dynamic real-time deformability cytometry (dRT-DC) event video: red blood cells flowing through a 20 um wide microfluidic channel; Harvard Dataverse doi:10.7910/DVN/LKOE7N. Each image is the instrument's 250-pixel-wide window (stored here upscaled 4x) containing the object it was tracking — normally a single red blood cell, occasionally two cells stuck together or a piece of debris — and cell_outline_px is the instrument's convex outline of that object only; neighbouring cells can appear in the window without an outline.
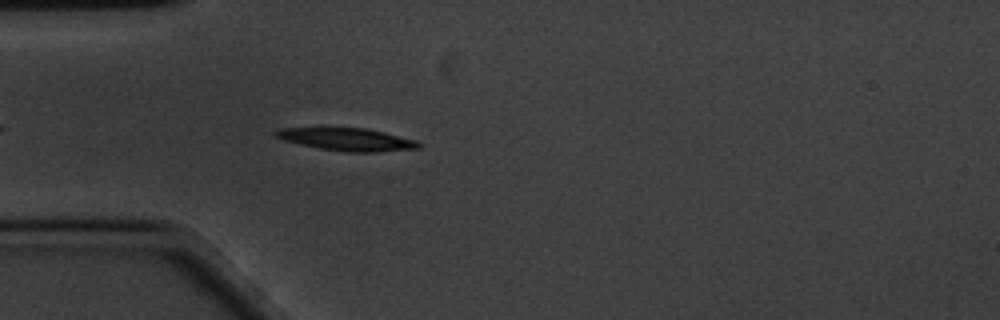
{"species": "common noctule bat (a hibernating species)", "species_latin": "Nyctalus noctula", "temperature_condition": "cold", "stored_images_in_passage": 32, "camera_frame_rate_fps": 3000, "um_per_image_px": 0.085, "animal": {"sex": "male", "body_mass_g": 20.1, "forearm_length_mm": 53.5}, "frame": {"image": 1, "passage_image": 6, "time_ms": 1.667, "image_size_px": [1000, 320], "cell_outline_px": [[420, 148], [376, 152], [344, 152], [320, 148], [300, 144], [284, 140], [272, 136], [272, 132], [280, 128], [364, 128], [384, 132], [416, 140], [420, 144]], "centroid_in_image_um": [29.46, 11.85], "position_along_channel_um": 55.5, "area_um2": 18.79}}
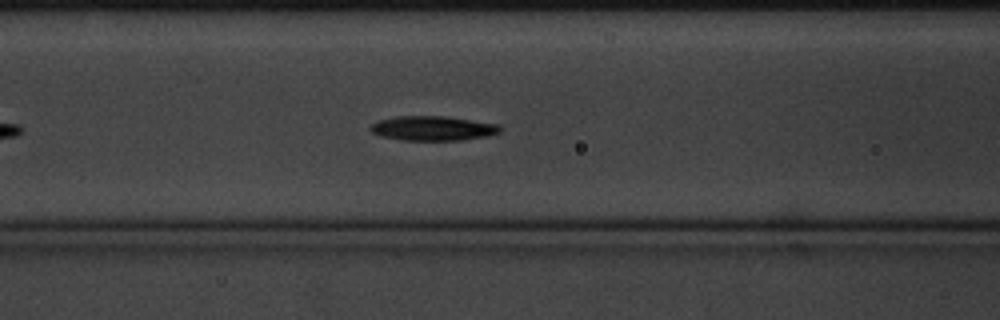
{"frame": {"image": 2, "passage_image": 13, "time_ms": 4.0, "image_size_px": [1000, 320], "cell_outline_px": [[500, 132], [488, 136], [460, 140], [400, 140], [380, 136], [372, 132], [368, 128], [372, 124], [380, 120], [396, 116], [444, 116], [500, 124]], "centroid_in_image_um": [36.78, 10.91], "position_along_channel_um": 129.8, "area_um2": 18.55}}
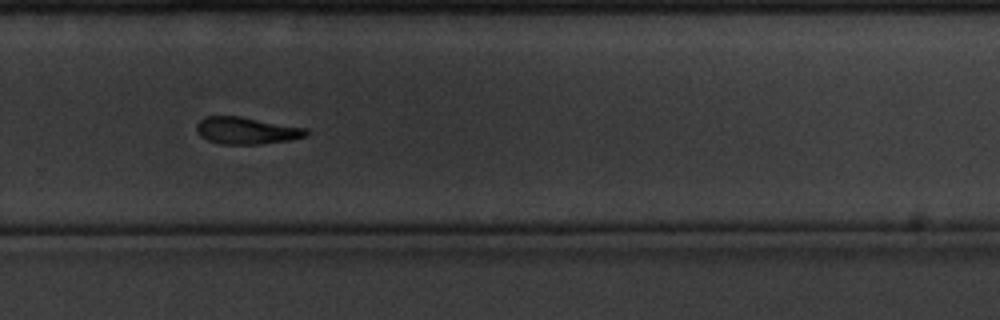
{"frame": {"image": 3, "passage_image": 29, "time_ms": 9.333, "image_size_px": [1000, 320], "cell_outline_px": [[308, 136], [288, 140], [260, 144], [220, 144], [208, 140], [200, 136], [196, 128], [196, 124], [204, 116], [240, 116], [308, 128]], "centroid_in_image_um": [20.95, 11.09], "position_along_channel_um": 308.8, "area_um2": 17.34}}